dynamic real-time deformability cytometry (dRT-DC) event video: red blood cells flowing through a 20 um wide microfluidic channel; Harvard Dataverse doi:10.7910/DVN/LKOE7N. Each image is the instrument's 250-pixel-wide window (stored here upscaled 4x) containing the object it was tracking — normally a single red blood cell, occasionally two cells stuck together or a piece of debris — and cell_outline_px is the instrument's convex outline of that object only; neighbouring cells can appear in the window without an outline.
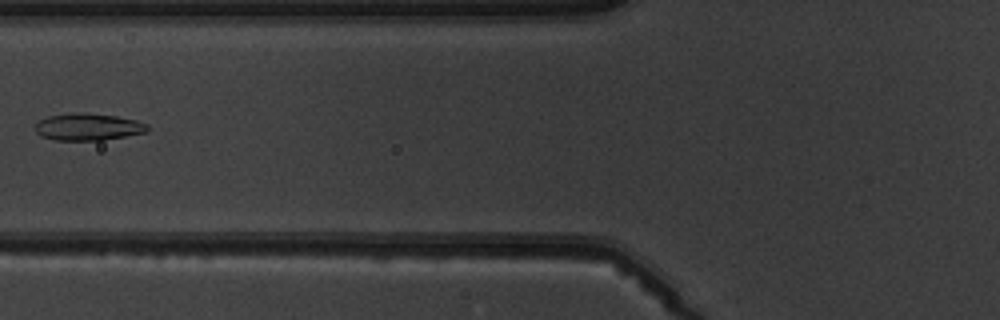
{"species": "common noctule bat (a hibernating species)", "species_latin": "Nyctalus noctula", "temperature_condition": "warm", "stored_images_in_passage": 7, "camera_frame_rate_fps": 3000, "um_per_image_px": 0.085, "animal": {"sex": "male", "body_mass_g": 19.5, "forearm_length_mm": 54.6}, "frame": {"image": 1, "passage_image": 7, "time_ms": 7.0, "image_size_px": [1000, 320], "cell_outline_px": [[148, 132], [104, 140], [56, 140], [40, 136], [36, 132], [36, 124], [40, 120], [48, 116], [76, 112], [80, 112], [116, 116], [136, 120], [148, 124]], "centroid_in_image_um": [7.5, 10.79], "position_along_channel_um": 118.3, "area_um2": 17.69}}